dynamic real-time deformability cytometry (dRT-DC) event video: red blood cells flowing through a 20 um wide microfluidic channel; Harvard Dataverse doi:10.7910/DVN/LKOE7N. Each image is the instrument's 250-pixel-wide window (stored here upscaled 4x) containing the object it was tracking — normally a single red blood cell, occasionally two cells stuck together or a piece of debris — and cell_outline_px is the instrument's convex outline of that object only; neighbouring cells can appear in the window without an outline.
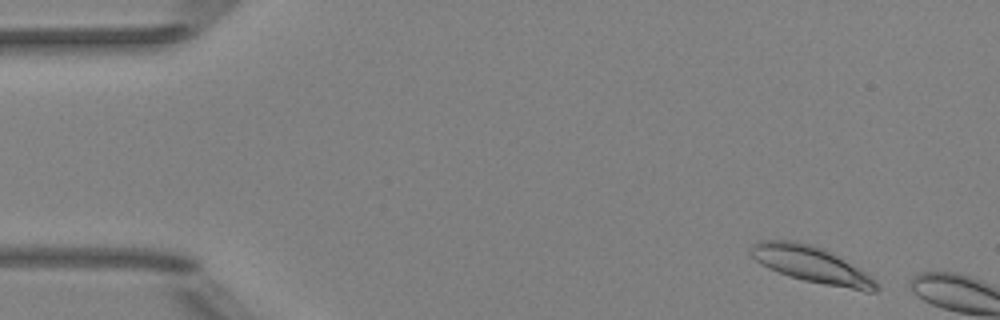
{"species": "Egyptian fruit bat (a non-hibernating species)", "species_latin": "Rousettus aegyptiacus", "temperature_condition": "room temperature", "stored_images_in_passage": 4, "camera_frame_rate_fps": 3000, "um_per_image_px": 0.085, "animal": {"sex": "female"}, "frame": {"image": 1, "passage_image": 1, "time_ms": 0.0, "image_size_px": [1000, 320], "cell_outline_px": [[880, 288], [876, 292], [864, 292], [804, 280], [788, 276], [768, 268], [760, 264], [748, 252], [752, 244], [760, 240], [796, 240], [812, 244], [836, 256], [872, 276], [880, 284]], "centroid_in_image_um": [68.97, 22.5], "position_along_channel_um": 16.0, "area_um2": 26.59}}